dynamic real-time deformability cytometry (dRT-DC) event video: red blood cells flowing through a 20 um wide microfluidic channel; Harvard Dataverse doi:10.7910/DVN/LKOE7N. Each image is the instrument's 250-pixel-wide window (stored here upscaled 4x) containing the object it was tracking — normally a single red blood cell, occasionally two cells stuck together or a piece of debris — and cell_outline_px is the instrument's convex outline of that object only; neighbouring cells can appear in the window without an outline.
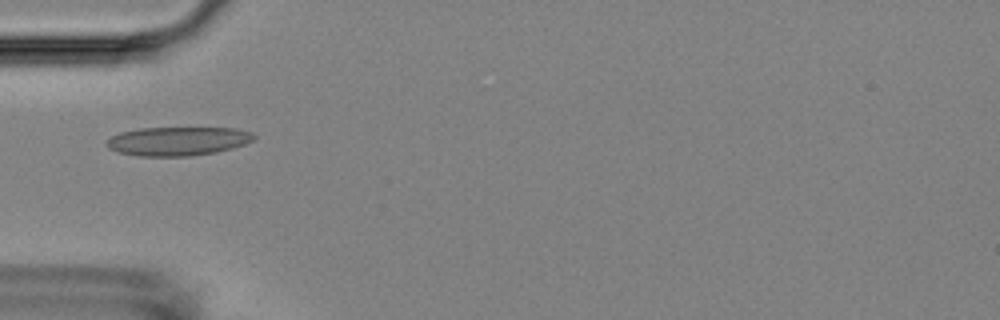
{"species": "Egyptian fruit bat (a non-hibernating species)", "species_latin": "Rousettus aegyptiacus", "temperature_condition": "room temperature", "stored_images_in_passage": 1, "camera_frame_rate_fps": 3000, "um_per_image_px": 0.085, "animal": {"sex": "female"}, "frame": {"image": 1, "passage_image": 1, "time_ms": 0.0, "image_size_px": [1000, 320], "cell_outline_px": [[256, 136], [252, 140], [244, 144], [232, 148], [216, 152], [192, 156], [140, 156], [120, 152], [108, 148], [104, 144], [104, 140], [120, 132], [140, 128], [236, 128], [252, 132]], "centroid_in_image_um": [15.09, 11.99], "position_along_channel_um": 69.9, "area_um2": 24.8}}